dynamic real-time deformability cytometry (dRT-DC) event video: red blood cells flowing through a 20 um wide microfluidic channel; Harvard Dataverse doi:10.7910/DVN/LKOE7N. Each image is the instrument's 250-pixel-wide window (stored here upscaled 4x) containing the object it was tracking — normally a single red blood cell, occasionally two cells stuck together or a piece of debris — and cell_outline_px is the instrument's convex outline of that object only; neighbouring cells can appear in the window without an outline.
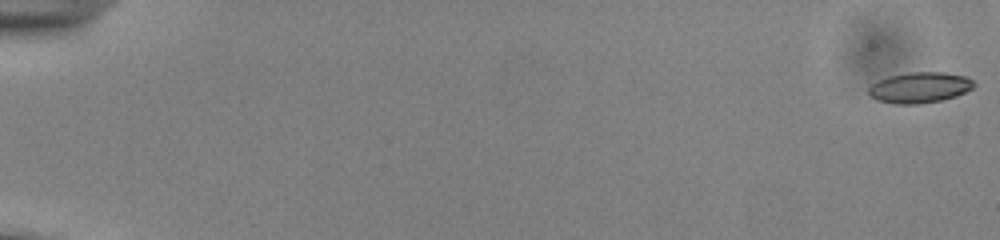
{"species": "common noctule bat (a hibernating species)", "species_latin": "Nyctalus noctula", "temperature_condition": "cold", "stored_images_in_passage": 50, "camera_frame_rate_fps": 3000, "um_per_image_px": 0.085, "animal": {"sex": "male", "body_mass_g": 13.0, "forearm_length_mm": 53.1}, "frame": {"image": 1, "passage_image": 1, "time_ms": 0.0, "image_size_px": [1000, 240], "cell_outline_px": [[976, 84], [972, 88], [956, 96], [940, 100], [920, 104], [892, 104], [876, 100], [868, 92], [868, 88], [872, 84], [888, 76], [912, 72], [944, 72], [968, 76]], "centroid_in_image_um": [78.18, 7.44], "position_along_channel_um": 6.8, "area_um2": 18.9}}
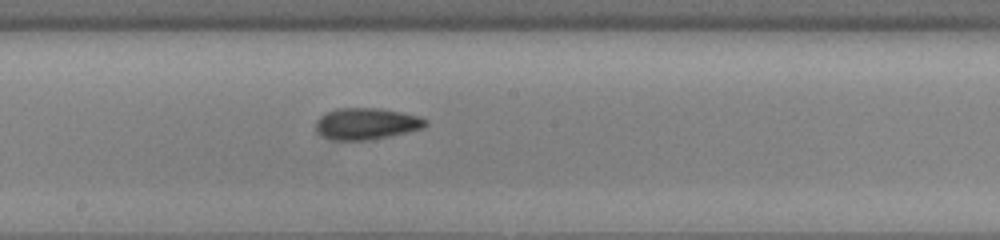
{"frame": {"image": 2, "passage_image": 32, "time_ms": 10.333, "image_size_px": [1000, 240], "cell_outline_px": [[428, 124], [424, 128], [388, 136], [368, 140], [332, 140], [316, 132], [316, 120], [320, 116], [336, 108], [380, 108], [404, 112], [420, 116], [428, 120]], "centroid_in_image_um": [31.17, 10.5], "position_along_channel_um": 217.0, "area_um2": 20.29}}
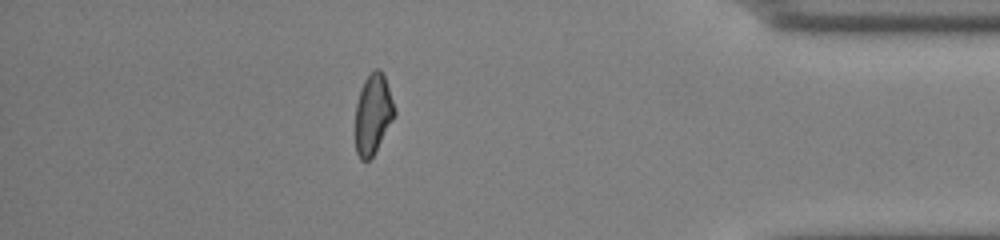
{"frame": {"image": 3, "passage_image": 49, "time_ms": 16.0, "image_size_px": [1000, 240], "cell_outline_px": [[396, 116], [372, 156], [368, 160], [360, 160], [356, 152], [356, 104], [360, 88], [364, 80], [376, 68], [380, 68], [384, 76], [396, 112]], "centroid_in_image_um": [31.7, 9.7], "position_along_channel_um": 403.5, "area_um2": 18.09}}